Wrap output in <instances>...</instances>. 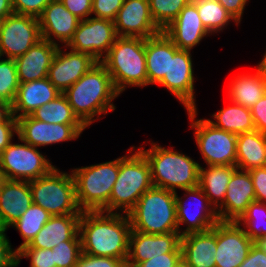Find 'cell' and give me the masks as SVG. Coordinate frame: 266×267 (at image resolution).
<instances>
[{
	"label": "cell",
	"mask_w": 266,
	"mask_h": 267,
	"mask_svg": "<svg viewBox=\"0 0 266 267\" xmlns=\"http://www.w3.org/2000/svg\"><path fill=\"white\" fill-rule=\"evenodd\" d=\"M131 229L127 214L82 211L79 221L82 253L112 257L126 263Z\"/></svg>",
	"instance_id": "obj_1"
},
{
	"label": "cell",
	"mask_w": 266,
	"mask_h": 267,
	"mask_svg": "<svg viewBox=\"0 0 266 267\" xmlns=\"http://www.w3.org/2000/svg\"><path fill=\"white\" fill-rule=\"evenodd\" d=\"M63 94L74 114L86 127L101 119L102 114L114 111L116 106L112 101L120 95L111 75L101 62L94 65Z\"/></svg>",
	"instance_id": "obj_2"
},
{
	"label": "cell",
	"mask_w": 266,
	"mask_h": 267,
	"mask_svg": "<svg viewBox=\"0 0 266 267\" xmlns=\"http://www.w3.org/2000/svg\"><path fill=\"white\" fill-rule=\"evenodd\" d=\"M150 144L149 149H138L150 164L153 186L174 192L177 188L183 190L199 186V163L188 155L173 150L174 147L164 148L155 142Z\"/></svg>",
	"instance_id": "obj_3"
},
{
	"label": "cell",
	"mask_w": 266,
	"mask_h": 267,
	"mask_svg": "<svg viewBox=\"0 0 266 267\" xmlns=\"http://www.w3.org/2000/svg\"><path fill=\"white\" fill-rule=\"evenodd\" d=\"M135 149L132 146L128 155L119 157L118 177L109 198L110 213L128 214L140 196L153 186L150 164L144 154Z\"/></svg>",
	"instance_id": "obj_4"
},
{
	"label": "cell",
	"mask_w": 266,
	"mask_h": 267,
	"mask_svg": "<svg viewBox=\"0 0 266 267\" xmlns=\"http://www.w3.org/2000/svg\"><path fill=\"white\" fill-rule=\"evenodd\" d=\"M101 63L120 94L130 86H148L144 38L118 36Z\"/></svg>",
	"instance_id": "obj_5"
},
{
	"label": "cell",
	"mask_w": 266,
	"mask_h": 267,
	"mask_svg": "<svg viewBox=\"0 0 266 267\" xmlns=\"http://www.w3.org/2000/svg\"><path fill=\"white\" fill-rule=\"evenodd\" d=\"M127 215L132 230L146 234L178 232L174 191L152 186Z\"/></svg>",
	"instance_id": "obj_6"
},
{
	"label": "cell",
	"mask_w": 266,
	"mask_h": 267,
	"mask_svg": "<svg viewBox=\"0 0 266 267\" xmlns=\"http://www.w3.org/2000/svg\"><path fill=\"white\" fill-rule=\"evenodd\" d=\"M119 172V158L74 168L76 200L82 211L109 212V198Z\"/></svg>",
	"instance_id": "obj_7"
},
{
	"label": "cell",
	"mask_w": 266,
	"mask_h": 267,
	"mask_svg": "<svg viewBox=\"0 0 266 267\" xmlns=\"http://www.w3.org/2000/svg\"><path fill=\"white\" fill-rule=\"evenodd\" d=\"M33 203L44 208L52 216L82 214L76 200L72 173L54 167L47 175L29 182Z\"/></svg>",
	"instance_id": "obj_8"
},
{
	"label": "cell",
	"mask_w": 266,
	"mask_h": 267,
	"mask_svg": "<svg viewBox=\"0 0 266 267\" xmlns=\"http://www.w3.org/2000/svg\"><path fill=\"white\" fill-rule=\"evenodd\" d=\"M190 128L195 130L194 137L207 166H236L237 135L213 126L207 119H195L197 109H188Z\"/></svg>",
	"instance_id": "obj_9"
},
{
	"label": "cell",
	"mask_w": 266,
	"mask_h": 267,
	"mask_svg": "<svg viewBox=\"0 0 266 267\" xmlns=\"http://www.w3.org/2000/svg\"><path fill=\"white\" fill-rule=\"evenodd\" d=\"M10 143L0 154V170L9 180L32 181L47 175L55 166L52 165L39 149L22 141Z\"/></svg>",
	"instance_id": "obj_10"
},
{
	"label": "cell",
	"mask_w": 266,
	"mask_h": 267,
	"mask_svg": "<svg viewBox=\"0 0 266 267\" xmlns=\"http://www.w3.org/2000/svg\"><path fill=\"white\" fill-rule=\"evenodd\" d=\"M42 39L39 19L12 13L0 21V54L15 59Z\"/></svg>",
	"instance_id": "obj_11"
},
{
	"label": "cell",
	"mask_w": 266,
	"mask_h": 267,
	"mask_svg": "<svg viewBox=\"0 0 266 267\" xmlns=\"http://www.w3.org/2000/svg\"><path fill=\"white\" fill-rule=\"evenodd\" d=\"M117 37L114 21L89 17L79 21L77 30L65 49L89 54L101 62Z\"/></svg>",
	"instance_id": "obj_12"
},
{
	"label": "cell",
	"mask_w": 266,
	"mask_h": 267,
	"mask_svg": "<svg viewBox=\"0 0 266 267\" xmlns=\"http://www.w3.org/2000/svg\"><path fill=\"white\" fill-rule=\"evenodd\" d=\"M183 191H185L184 197H179L177 191L175 192L178 233L183 236L189 233L205 232L212 229L219 222V217L217 210L209 202L202 189L197 186L183 189ZM188 196L191 198V202ZM186 197H188L189 204L186 203ZM189 206L192 209H189ZM182 224L186 225L184 230L180 229Z\"/></svg>",
	"instance_id": "obj_13"
},
{
	"label": "cell",
	"mask_w": 266,
	"mask_h": 267,
	"mask_svg": "<svg viewBox=\"0 0 266 267\" xmlns=\"http://www.w3.org/2000/svg\"><path fill=\"white\" fill-rule=\"evenodd\" d=\"M18 137L36 148L76 140L87 128L84 124H51L31 115L17 118Z\"/></svg>",
	"instance_id": "obj_14"
},
{
	"label": "cell",
	"mask_w": 266,
	"mask_h": 267,
	"mask_svg": "<svg viewBox=\"0 0 266 267\" xmlns=\"http://www.w3.org/2000/svg\"><path fill=\"white\" fill-rule=\"evenodd\" d=\"M190 50L178 49L170 56L168 74L157 84L165 87L183 104L186 110L197 109L194 90L193 61Z\"/></svg>",
	"instance_id": "obj_15"
},
{
	"label": "cell",
	"mask_w": 266,
	"mask_h": 267,
	"mask_svg": "<svg viewBox=\"0 0 266 267\" xmlns=\"http://www.w3.org/2000/svg\"><path fill=\"white\" fill-rule=\"evenodd\" d=\"M254 242L235 221L217 223L216 267H239Z\"/></svg>",
	"instance_id": "obj_16"
},
{
	"label": "cell",
	"mask_w": 266,
	"mask_h": 267,
	"mask_svg": "<svg viewBox=\"0 0 266 267\" xmlns=\"http://www.w3.org/2000/svg\"><path fill=\"white\" fill-rule=\"evenodd\" d=\"M115 31L120 37H153L162 30L150 13L149 0H124L114 20Z\"/></svg>",
	"instance_id": "obj_17"
},
{
	"label": "cell",
	"mask_w": 266,
	"mask_h": 267,
	"mask_svg": "<svg viewBox=\"0 0 266 267\" xmlns=\"http://www.w3.org/2000/svg\"><path fill=\"white\" fill-rule=\"evenodd\" d=\"M165 253H182L181 235L178 232L146 234L131 229L127 267H134Z\"/></svg>",
	"instance_id": "obj_18"
},
{
	"label": "cell",
	"mask_w": 266,
	"mask_h": 267,
	"mask_svg": "<svg viewBox=\"0 0 266 267\" xmlns=\"http://www.w3.org/2000/svg\"><path fill=\"white\" fill-rule=\"evenodd\" d=\"M59 46L50 65L47 78L61 92L64 93L79 78L98 63L91 55L81 52L63 51Z\"/></svg>",
	"instance_id": "obj_19"
},
{
	"label": "cell",
	"mask_w": 266,
	"mask_h": 267,
	"mask_svg": "<svg viewBox=\"0 0 266 267\" xmlns=\"http://www.w3.org/2000/svg\"><path fill=\"white\" fill-rule=\"evenodd\" d=\"M256 201L249 171L236 169L227 185L224 202L216 209L219 221H237L248 205Z\"/></svg>",
	"instance_id": "obj_20"
},
{
	"label": "cell",
	"mask_w": 266,
	"mask_h": 267,
	"mask_svg": "<svg viewBox=\"0 0 266 267\" xmlns=\"http://www.w3.org/2000/svg\"><path fill=\"white\" fill-rule=\"evenodd\" d=\"M162 31L179 49L190 51L210 34L191 0Z\"/></svg>",
	"instance_id": "obj_21"
},
{
	"label": "cell",
	"mask_w": 266,
	"mask_h": 267,
	"mask_svg": "<svg viewBox=\"0 0 266 267\" xmlns=\"http://www.w3.org/2000/svg\"><path fill=\"white\" fill-rule=\"evenodd\" d=\"M42 39L66 46L77 30L80 19L73 15L60 0H52L38 18ZM56 38L57 41L54 39ZM59 41V42H58Z\"/></svg>",
	"instance_id": "obj_22"
},
{
	"label": "cell",
	"mask_w": 266,
	"mask_h": 267,
	"mask_svg": "<svg viewBox=\"0 0 266 267\" xmlns=\"http://www.w3.org/2000/svg\"><path fill=\"white\" fill-rule=\"evenodd\" d=\"M59 46L41 39L23 55L15 58L20 83L47 78L50 65Z\"/></svg>",
	"instance_id": "obj_23"
},
{
	"label": "cell",
	"mask_w": 266,
	"mask_h": 267,
	"mask_svg": "<svg viewBox=\"0 0 266 267\" xmlns=\"http://www.w3.org/2000/svg\"><path fill=\"white\" fill-rule=\"evenodd\" d=\"M217 224L210 230L181 236L182 259L189 267H216Z\"/></svg>",
	"instance_id": "obj_24"
},
{
	"label": "cell",
	"mask_w": 266,
	"mask_h": 267,
	"mask_svg": "<svg viewBox=\"0 0 266 267\" xmlns=\"http://www.w3.org/2000/svg\"><path fill=\"white\" fill-rule=\"evenodd\" d=\"M80 217L81 214L51 216L29 246L52 249L62 241H81L79 236Z\"/></svg>",
	"instance_id": "obj_25"
},
{
	"label": "cell",
	"mask_w": 266,
	"mask_h": 267,
	"mask_svg": "<svg viewBox=\"0 0 266 267\" xmlns=\"http://www.w3.org/2000/svg\"><path fill=\"white\" fill-rule=\"evenodd\" d=\"M61 92L48 78L20 83L12 106V114L17 119L30 115L40 106L54 100Z\"/></svg>",
	"instance_id": "obj_26"
},
{
	"label": "cell",
	"mask_w": 266,
	"mask_h": 267,
	"mask_svg": "<svg viewBox=\"0 0 266 267\" xmlns=\"http://www.w3.org/2000/svg\"><path fill=\"white\" fill-rule=\"evenodd\" d=\"M33 203L28 181L6 179L0 190V217L8 230Z\"/></svg>",
	"instance_id": "obj_27"
},
{
	"label": "cell",
	"mask_w": 266,
	"mask_h": 267,
	"mask_svg": "<svg viewBox=\"0 0 266 267\" xmlns=\"http://www.w3.org/2000/svg\"><path fill=\"white\" fill-rule=\"evenodd\" d=\"M179 48L164 34L145 39V57L148 85L158 84L169 72L170 56Z\"/></svg>",
	"instance_id": "obj_28"
},
{
	"label": "cell",
	"mask_w": 266,
	"mask_h": 267,
	"mask_svg": "<svg viewBox=\"0 0 266 267\" xmlns=\"http://www.w3.org/2000/svg\"><path fill=\"white\" fill-rule=\"evenodd\" d=\"M256 72L241 73L230 79L228 98L232 102L251 109L266 94V71L258 64Z\"/></svg>",
	"instance_id": "obj_29"
},
{
	"label": "cell",
	"mask_w": 266,
	"mask_h": 267,
	"mask_svg": "<svg viewBox=\"0 0 266 267\" xmlns=\"http://www.w3.org/2000/svg\"><path fill=\"white\" fill-rule=\"evenodd\" d=\"M266 154V135L258 130L237 135L236 167L249 171L263 167Z\"/></svg>",
	"instance_id": "obj_30"
},
{
	"label": "cell",
	"mask_w": 266,
	"mask_h": 267,
	"mask_svg": "<svg viewBox=\"0 0 266 267\" xmlns=\"http://www.w3.org/2000/svg\"><path fill=\"white\" fill-rule=\"evenodd\" d=\"M236 169L237 167L232 165L207 166V168L200 166L199 187L215 209L224 202L227 185Z\"/></svg>",
	"instance_id": "obj_31"
},
{
	"label": "cell",
	"mask_w": 266,
	"mask_h": 267,
	"mask_svg": "<svg viewBox=\"0 0 266 267\" xmlns=\"http://www.w3.org/2000/svg\"><path fill=\"white\" fill-rule=\"evenodd\" d=\"M226 108L220 109L212 115V119H207L209 123L218 129L239 135L245 132L256 130L251 109L229 100Z\"/></svg>",
	"instance_id": "obj_32"
},
{
	"label": "cell",
	"mask_w": 266,
	"mask_h": 267,
	"mask_svg": "<svg viewBox=\"0 0 266 267\" xmlns=\"http://www.w3.org/2000/svg\"><path fill=\"white\" fill-rule=\"evenodd\" d=\"M36 120L51 124H83L74 114L63 93L30 114Z\"/></svg>",
	"instance_id": "obj_33"
},
{
	"label": "cell",
	"mask_w": 266,
	"mask_h": 267,
	"mask_svg": "<svg viewBox=\"0 0 266 267\" xmlns=\"http://www.w3.org/2000/svg\"><path fill=\"white\" fill-rule=\"evenodd\" d=\"M191 1L196 5L199 17L210 35L223 31L231 21L239 25L217 0Z\"/></svg>",
	"instance_id": "obj_34"
},
{
	"label": "cell",
	"mask_w": 266,
	"mask_h": 267,
	"mask_svg": "<svg viewBox=\"0 0 266 267\" xmlns=\"http://www.w3.org/2000/svg\"><path fill=\"white\" fill-rule=\"evenodd\" d=\"M51 214L48 213L41 206L32 203L30 207L20 216V218L12 224L10 227L17 229L23 238V243L16 249L29 245L34 239L37 233L51 218Z\"/></svg>",
	"instance_id": "obj_35"
},
{
	"label": "cell",
	"mask_w": 266,
	"mask_h": 267,
	"mask_svg": "<svg viewBox=\"0 0 266 267\" xmlns=\"http://www.w3.org/2000/svg\"><path fill=\"white\" fill-rule=\"evenodd\" d=\"M255 243L262 237H266V203L254 201L250 203L246 211L236 221Z\"/></svg>",
	"instance_id": "obj_36"
},
{
	"label": "cell",
	"mask_w": 266,
	"mask_h": 267,
	"mask_svg": "<svg viewBox=\"0 0 266 267\" xmlns=\"http://www.w3.org/2000/svg\"><path fill=\"white\" fill-rule=\"evenodd\" d=\"M189 2L190 0H149L152 19L163 30Z\"/></svg>",
	"instance_id": "obj_37"
},
{
	"label": "cell",
	"mask_w": 266,
	"mask_h": 267,
	"mask_svg": "<svg viewBox=\"0 0 266 267\" xmlns=\"http://www.w3.org/2000/svg\"><path fill=\"white\" fill-rule=\"evenodd\" d=\"M20 85L14 59L0 58V100L13 103Z\"/></svg>",
	"instance_id": "obj_38"
},
{
	"label": "cell",
	"mask_w": 266,
	"mask_h": 267,
	"mask_svg": "<svg viewBox=\"0 0 266 267\" xmlns=\"http://www.w3.org/2000/svg\"><path fill=\"white\" fill-rule=\"evenodd\" d=\"M52 250L56 267H75L82 254L81 241H62Z\"/></svg>",
	"instance_id": "obj_39"
},
{
	"label": "cell",
	"mask_w": 266,
	"mask_h": 267,
	"mask_svg": "<svg viewBox=\"0 0 266 267\" xmlns=\"http://www.w3.org/2000/svg\"><path fill=\"white\" fill-rule=\"evenodd\" d=\"M22 258H30V267H56L52 249L31 248L26 245L17 251V265Z\"/></svg>",
	"instance_id": "obj_40"
},
{
	"label": "cell",
	"mask_w": 266,
	"mask_h": 267,
	"mask_svg": "<svg viewBox=\"0 0 266 267\" xmlns=\"http://www.w3.org/2000/svg\"><path fill=\"white\" fill-rule=\"evenodd\" d=\"M124 0H92V14L95 18L114 21Z\"/></svg>",
	"instance_id": "obj_41"
},
{
	"label": "cell",
	"mask_w": 266,
	"mask_h": 267,
	"mask_svg": "<svg viewBox=\"0 0 266 267\" xmlns=\"http://www.w3.org/2000/svg\"><path fill=\"white\" fill-rule=\"evenodd\" d=\"M52 0H12L14 13L39 18Z\"/></svg>",
	"instance_id": "obj_42"
},
{
	"label": "cell",
	"mask_w": 266,
	"mask_h": 267,
	"mask_svg": "<svg viewBox=\"0 0 266 267\" xmlns=\"http://www.w3.org/2000/svg\"><path fill=\"white\" fill-rule=\"evenodd\" d=\"M75 267H127V265L120 259L82 253Z\"/></svg>",
	"instance_id": "obj_43"
},
{
	"label": "cell",
	"mask_w": 266,
	"mask_h": 267,
	"mask_svg": "<svg viewBox=\"0 0 266 267\" xmlns=\"http://www.w3.org/2000/svg\"><path fill=\"white\" fill-rule=\"evenodd\" d=\"M17 251L7 238L6 233L0 234V267H17Z\"/></svg>",
	"instance_id": "obj_44"
},
{
	"label": "cell",
	"mask_w": 266,
	"mask_h": 267,
	"mask_svg": "<svg viewBox=\"0 0 266 267\" xmlns=\"http://www.w3.org/2000/svg\"><path fill=\"white\" fill-rule=\"evenodd\" d=\"M73 15L85 20L92 15V0H60Z\"/></svg>",
	"instance_id": "obj_45"
},
{
	"label": "cell",
	"mask_w": 266,
	"mask_h": 267,
	"mask_svg": "<svg viewBox=\"0 0 266 267\" xmlns=\"http://www.w3.org/2000/svg\"><path fill=\"white\" fill-rule=\"evenodd\" d=\"M253 181L256 201L266 203V169L264 167L249 170Z\"/></svg>",
	"instance_id": "obj_46"
},
{
	"label": "cell",
	"mask_w": 266,
	"mask_h": 267,
	"mask_svg": "<svg viewBox=\"0 0 266 267\" xmlns=\"http://www.w3.org/2000/svg\"><path fill=\"white\" fill-rule=\"evenodd\" d=\"M182 258V253H165L140 262L134 267H173Z\"/></svg>",
	"instance_id": "obj_47"
},
{
	"label": "cell",
	"mask_w": 266,
	"mask_h": 267,
	"mask_svg": "<svg viewBox=\"0 0 266 267\" xmlns=\"http://www.w3.org/2000/svg\"><path fill=\"white\" fill-rule=\"evenodd\" d=\"M256 130L266 135V94L251 108Z\"/></svg>",
	"instance_id": "obj_48"
},
{
	"label": "cell",
	"mask_w": 266,
	"mask_h": 267,
	"mask_svg": "<svg viewBox=\"0 0 266 267\" xmlns=\"http://www.w3.org/2000/svg\"><path fill=\"white\" fill-rule=\"evenodd\" d=\"M239 267H266V253L254 243Z\"/></svg>",
	"instance_id": "obj_49"
},
{
	"label": "cell",
	"mask_w": 266,
	"mask_h": 267,
	"mask_svg": "<svg viewBox=\"0 0 266 267\" xmlns=\"http://www.w3.org/2000/svg\"><path fill=\"white\" fill-rule=\"evenodd\" d=\"M240 24L245 6L249 0H217Z\"/></svg>",
	"instance_id": "obj_50"
},
{
	"label": "cell",
	"mask_w": 266,
	"mask_h": 267,
	"mask_svg": "<svg viewBox=\"0 0 266 267\" xmlns=\"http://www.w3.org/2000/svg\"><path fill=\"white\" fill-rule=\"evenodd\" d=\"M14 134L18 135L17 123H1L0 124V154L14 139Z\"/></svg>",
	"instance_id": "obj_51"
},
{
	"label": "cell",
	"mask_w": 266,
	"mask_h": 267,
	"mask_svg": "<svg viewBox=\"0 0 266 267\" xmlns=\"http://www.w3.org/2000/svg\"><path fill=\"white\" fill-rule=\"evenodd\" d=\"M1 123H17V119L12 114L11 104L3 100H0V124Z\"/></svg>",
	"instance_id": "obj_52"
},
{
	"label": "cell",
	"mask_w": 266,
	"mask_h": 267,
	"mask_svg": "<svg viewBox=\"0 0 266 267\" xmlns=\"http://www.w3.org/2000/svg\"><path fill=\"white\" fill-rule=\"evenodd\" d=\"M12 13H14L12 0H0V21Z\"/></svg>",
	"instance_id": "obj_53"
},
{
	"label": "cell",
	"mask_w": 266,
	"mask_h": 267,
	"mask_svg": "<svg viewBox=\"0 0 266 267\" xmlns=\"http://www.w3.org/2000/svg\"><path fill=\"white\" fill-rule=\"evenodd\" d=\"M265 253H266V237L260 238L258 241L255 242Z\"/></svg>",
	"instance_id": "obj_54"
},
{
	"label": "cell",
	"mask_w": 266,
	"mask_h": 267,
	"mask_svg": "<svg viewBox=\"0 0 266 267\" xmlns=\"http://www.w3.org/2000/svg\"><path fill=\"white\" fill-rule=\"evenodd\" d=\"M173 267H189L188 264L181 258Z\"/></svg>",
	"instance_id": "obj_55"
},
{
	"label": "cell",
	"mask_w": 266,
	"mask_h": 267,
	"mask_svg": "<svg viewBox=\"0 0 266 267\" xmlns=\"http://www.w3.org/2000/svg\"><path fill=\"white\" fill-rule=\"evenodd\" d=\"M265 71H266V52L264 57L262 58L261 62L258 63Z\"/></svg>",
	"instance_id": "obj_56"
},
{
	"label": "cell",
	"mask_w": 266,
	"mask_h": 267,
	"mask_svg": "<svg viewBox=\"0 0 266 267\" xmlns=\"http://www.w3.org/2000/svg\"><path fill=\"white\" fill-rule=\"evenodd\" d=\"M5 180H6L5 175H4V173L0 170V190H1V187H2V185H3V183H4Z\"/></svg>",
	"instance_id": "obj_57"
},
{
	"label": "cell",
	"mask_w": 266,
	"mask_h": 267,
	"mask_svg": "<svg viewBox=\"0 0 266 267\" xmlns=\"http://www.w3.org/2000/svg\"><path fill=\"white\" fill-rule=\"evenodd\" d=\"M7 229L5 228V225L3 224L1 217H0V234L5 233Z\"/></svg>",
	"instance_id": "obj_58"
},
{
	"label": "cell",
	"mask_w": 266,
	"mask_h": 267,
	"mask_svg": "<svg viewBox=\"0 0 266 267\" xmlns=\"http://www.w3.org/2000/svg\"><path fill=\"white\" fill-rule=\"evenodd\" d=\"M263 167L266 169V154H265V161H264Z\"/></svg>",
	"instance_id": "obj_59"
}]
</instances>
